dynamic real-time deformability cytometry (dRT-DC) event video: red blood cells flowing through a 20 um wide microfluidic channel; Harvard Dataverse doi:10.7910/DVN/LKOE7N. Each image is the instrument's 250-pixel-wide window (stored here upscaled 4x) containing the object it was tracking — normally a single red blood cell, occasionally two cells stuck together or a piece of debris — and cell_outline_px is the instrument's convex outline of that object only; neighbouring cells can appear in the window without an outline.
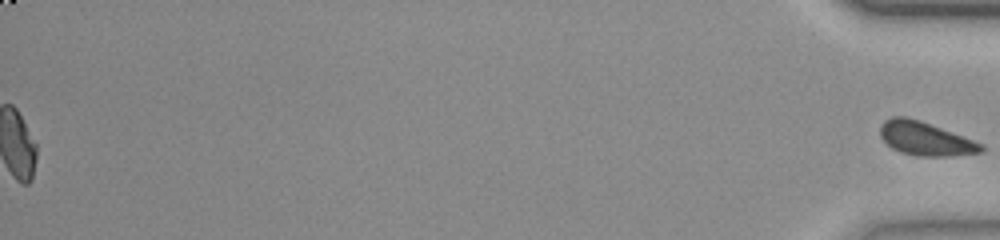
{"species": "common noctule bat (a hibernating species)", "species_latin": "Nyctalus noctula", "temperature_condition": "room temperature", "stored_images_in_passage": 53, "segment_of_instrument_passage": [2, 2], "camera_frame_rate_fps": 3000, "um_per_image_px": 0.085, "animal": {"sex": "female", "body_mass_g": 23.0, "forearm_length_mm": 53.4}, "frame": {"image": 1, "passage_image": 53, "time_ms": 17.333, "image_size_px": [1000, 240], "cell_outline_px": [[984, 152], [952, 156], [920, 156], [900, 152], [892, 148], [880, 136], [880, 124], [884, 120], [892, 116], [904, 116], [920, 120], [964, 136], [984, 144]], "centroid_in_image_um": [78.67, 11.78], "position_along_channel_um": 356.5, "area_um2": 19.94}}